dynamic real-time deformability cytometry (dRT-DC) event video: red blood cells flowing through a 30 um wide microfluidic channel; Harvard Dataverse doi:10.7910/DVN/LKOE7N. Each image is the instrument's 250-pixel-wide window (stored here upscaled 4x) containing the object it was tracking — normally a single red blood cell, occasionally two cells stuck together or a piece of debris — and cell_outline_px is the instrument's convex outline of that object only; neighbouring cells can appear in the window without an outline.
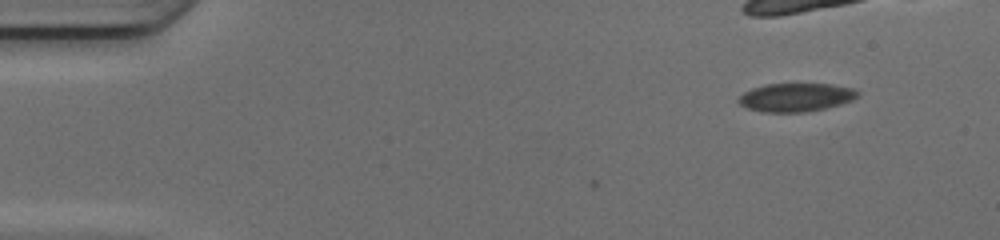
{"species": "common noctule bat (a hibernating species)", "species_latin": "Nyctalus noctula", "temperature_condition": "cold", "stored_images_in_passage": 5, "camera_frame_rate_fps": 3000, "um_per_image_px": 0.085, "animal": {"sex": "female", "body_mass_g": 17.0, "forearm_length_mm": 48.0}, "frame": {"image": 1, "passage_image": 1, "time_ms": 0.0, "image_size_px": [1000, 240], "cell_outline_px": [[860, 96], [852, 100], [840, 104], [808, 112], [764, 112], [748, 108], [740, 104], [736, 100], [744, 92], [752, 88], [768, 84], [832, 84], [852, 88], [860, 92]], "centroid_in_image_um": [67.67, 8.27], "position_along_channel_um": 17.3, "area_um2": 19.71}}